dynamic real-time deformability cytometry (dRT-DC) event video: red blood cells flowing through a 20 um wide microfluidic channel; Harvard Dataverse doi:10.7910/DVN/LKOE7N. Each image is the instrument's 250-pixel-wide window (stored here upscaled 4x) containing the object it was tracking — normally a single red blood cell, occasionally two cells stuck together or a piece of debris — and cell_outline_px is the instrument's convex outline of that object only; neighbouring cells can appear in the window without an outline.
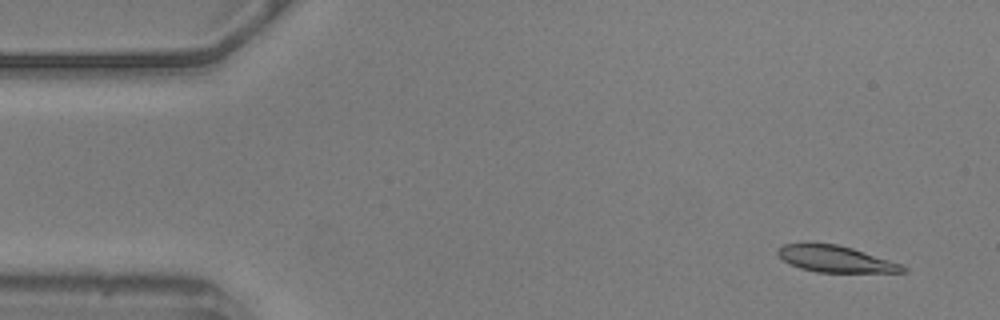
{"species": "common noctule bat (a hibernating species)", "species_latin": "Nyctalus noctula", "temperature_condition": "warm", "stored_images_in_passage": 25, "camera_frame_rate_fps": 3000, "um_per_image_px": 0.085, "animal": {"sex": "male", "body_mass_g": 20.5, "forearm_length_mm": 52.5}, "frame": {"image": 1, "passage_image": 4, "time_ms": 1.0, "image_size_px": [1000, 320], "cell_outline_px": [[908, 268], [904, 272], [816, 272], [800, 268], [784, 260], [776, 252], [776, 248], [784, 244], [808, 240], [836, 244], [852, 248], [900, 264]], "centroid_in_image_um": [70.91, 21.97], "position_along_channel_um": 14.1, "area_um2": 19.54}}